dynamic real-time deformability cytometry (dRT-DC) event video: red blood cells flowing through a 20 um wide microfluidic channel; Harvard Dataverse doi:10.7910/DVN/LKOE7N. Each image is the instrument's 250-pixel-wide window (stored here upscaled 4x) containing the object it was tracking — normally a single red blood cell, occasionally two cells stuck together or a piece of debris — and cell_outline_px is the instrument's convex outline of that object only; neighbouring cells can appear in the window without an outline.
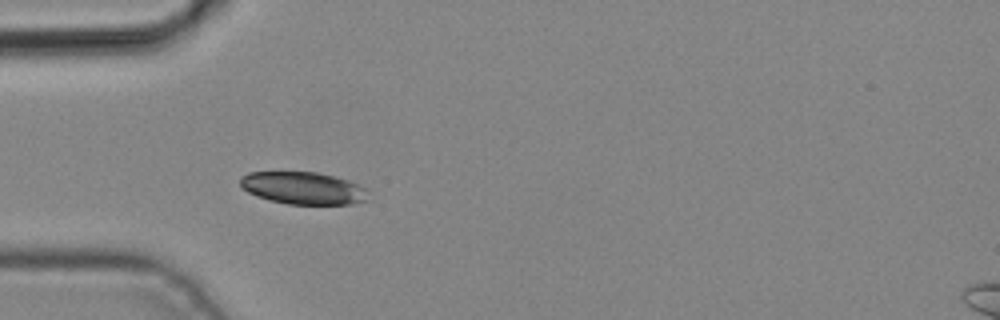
{"species": "common noctule bat (a hibernating species)", "species_latin": "Nyctalus noctula", "temperature_condition": "cold", "stored_images_in_passage": 3, "camera_frame_rate_fps": 3000, "um_per_image_px": 0.085, "animal": {"sex": "male", "body_mass_g": 19.2, "forearm_length_mm": 51.8}, "frame": {"image": 1, "passage_image": 3, "time_ms": 0.667, "image_size_px": [1000, 320], "cell_outline_px": [[372, 200], [352, 204], [288, 204], [256, 196], [248, 192], [240, 184], [240, 176], [248, 172], [316, 172], [348, 180], [364, 188]], "centroid_in_image_um": [25.79, 15.99], "position_along_channel_um": 59.2, "area_um2": 24.1}}